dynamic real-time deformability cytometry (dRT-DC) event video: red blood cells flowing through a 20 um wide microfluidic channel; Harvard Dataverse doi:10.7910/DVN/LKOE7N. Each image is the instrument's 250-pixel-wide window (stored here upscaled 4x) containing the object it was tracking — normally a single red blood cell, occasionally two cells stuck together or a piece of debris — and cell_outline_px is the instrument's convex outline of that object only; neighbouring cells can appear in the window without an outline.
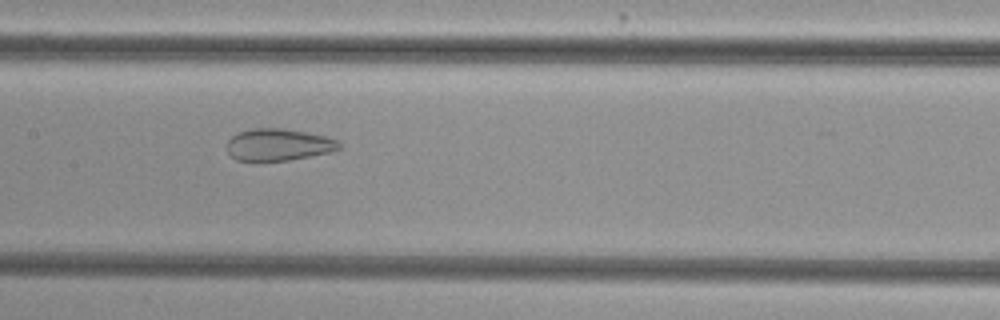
{"species": "common noctule bat (a hibernating species)", "species_latin": "Nyctalus noctula", "temperature_condition": "cold", "stored_images_in_passage": 54, "camera_frame_rate_fps": 3000, "um_per_image_px": 0.085, "animal": {"sex": "female", "body_mass_g": 29.2, "forearm_length_mm": 56.3}, "frame": {"image": 1, "passage_image": 27, "time_ms": 8.667, "image_size_px": [1000, 320], "cell_outline_px": [[340, 148], [332, 152], [288, 160], [236, 160], [228, 152], [228, 140], [232, 136], [240, 132], [252, 128], [284, 128], [328, 136], [336, 140], [340, 144]], "centroid_in_image_um": [23.7, 12.28], "position_along_channel_um": 183.7, "area_um2": 20.75}}
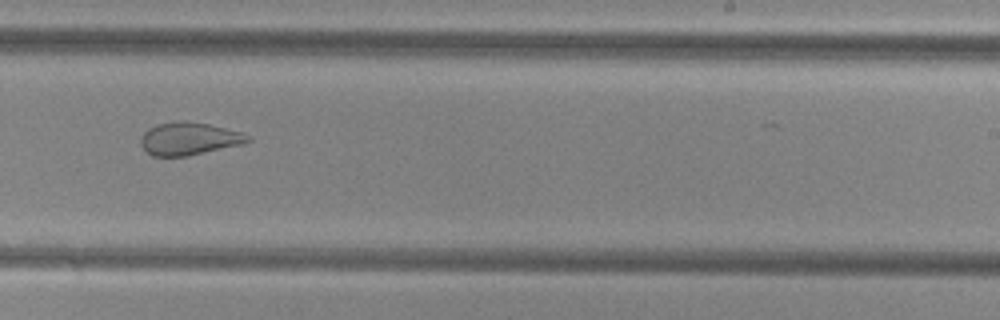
{"frame": {"image": 2, "passage_image": 34, "time_ms": 11.0, "image_size_px": [1000, 320], "cell_outline_px": [[252, 140], [244, 144], [188, 156], [152, 156], [140, 144], [140, 136], [148, 128], [156, 124], [176, 120], [184, 120], [208, 124], [240, 132], [252, 136]], "centroid_in_image_um": [16.07, 11.78], "position_along_channel_um": 272.9, "area_um2": 20.63}}
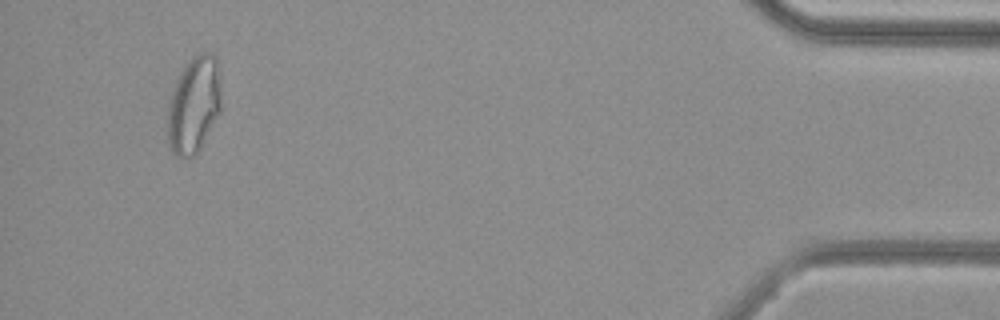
{"frame": {"image": 3, "passage_image": 51, "time_ms": 16.667, "image_size_px": [1000, 320], "cell_outline_px": [[220, 112], [200, 148], [192, 156], [176, 156], [168, 148], [168, 104], [176, 80], [180, 72], [188, 60], [192, 56], [200, 52], [212, 52], [216, 56], [220, 68]], "centroid_in_image_um": [16.49, 8.86], "position_along_channel_um": 418.7, "area_um2": 30.4}, "authors_computed_cell_mechanics": {"area_um2": 28.1775, "velocity_mm_per_s": 3.8351, "shape_relaxation_time_tau1_ms": null, "shape_relaxation_time_tau2_ms": 1.3973, "deformation_change_tau1": null, "deformation_change_tau2": 0.0811}}